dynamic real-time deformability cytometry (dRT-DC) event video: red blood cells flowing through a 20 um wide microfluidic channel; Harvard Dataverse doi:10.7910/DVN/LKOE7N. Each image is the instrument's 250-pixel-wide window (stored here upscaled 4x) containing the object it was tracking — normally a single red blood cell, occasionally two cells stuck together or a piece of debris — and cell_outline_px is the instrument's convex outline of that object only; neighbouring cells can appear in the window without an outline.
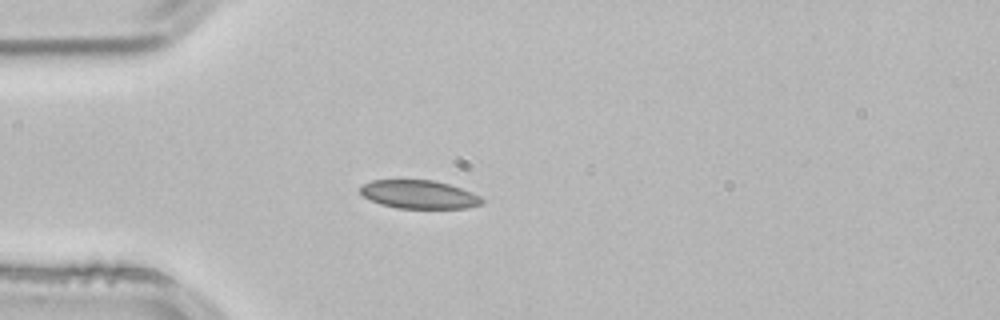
{"species": "common noctule bat (a hibernating species)", "species_latin": "Nyctalus noctula", "temperature_condition": "room temperature", "stored_images_in_passage": 2, "camera_frame_rate_fps": 3000, "um_per_image_px": 0.085, "animal": {"sex": "male", "body_mass_g": 21.5, "forearm_length_mm": 52.0}, "frame": {"image": 1, "passage_image": 2, "time_ms": 0.333, "image_size_px": [1000, 320], "cell_outline_px": [[484, 204], [464, 208], [396, 208], [380, 204], [364, 196], [360, 192], [360, 184], [372, 180], [432, 180], [448, 184], [472, 192], [480, 196], [484, 200]], "centroid_in_image_um": [35.61, 16.53], "position_along_channel_um": 49.4, "area_um2": 20.11}}